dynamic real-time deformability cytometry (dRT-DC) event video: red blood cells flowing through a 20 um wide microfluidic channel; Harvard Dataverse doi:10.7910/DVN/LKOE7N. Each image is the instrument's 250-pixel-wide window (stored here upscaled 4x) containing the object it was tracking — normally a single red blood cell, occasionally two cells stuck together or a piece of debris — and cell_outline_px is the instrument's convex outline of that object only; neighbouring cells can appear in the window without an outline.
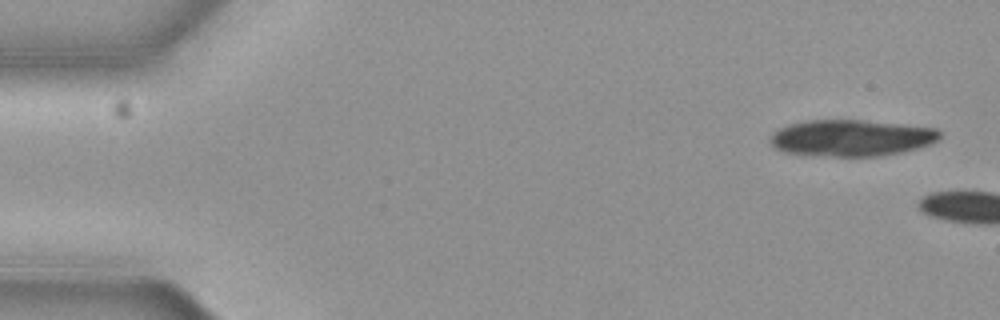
{"species": "common noctule bat (a hibernating species)", "species_latin": "Nyctalus noctula", "temperature_condition": "cold", "stored_images_in_passage": 5, "camera_frame_rate_fps": 3000, "um_per_image_px": 0.085, "animal": {"sex": "female", "body_mass_g": 19.3, "forearm_length_mm": 54.1}, "frame": {"image": 1, "passage_image": 1, "time_ms": 0.0, "image_size_px": [1000, 320], "cell_outline_px": [[940, 136], [936, 140], [928, 144], [916, 148], [900, 152], [876, 156], [832, 156], [784, 152], [772, 148], [768, 144], [768, 140], [780, 128], [788, 124], [808, 120], [864, 120], [936, 128], [940, 132]], "centroid_in_image_um": [72.3, 11.72], "position_along_channel_um": 12.7, "area_um2": 35.78}}